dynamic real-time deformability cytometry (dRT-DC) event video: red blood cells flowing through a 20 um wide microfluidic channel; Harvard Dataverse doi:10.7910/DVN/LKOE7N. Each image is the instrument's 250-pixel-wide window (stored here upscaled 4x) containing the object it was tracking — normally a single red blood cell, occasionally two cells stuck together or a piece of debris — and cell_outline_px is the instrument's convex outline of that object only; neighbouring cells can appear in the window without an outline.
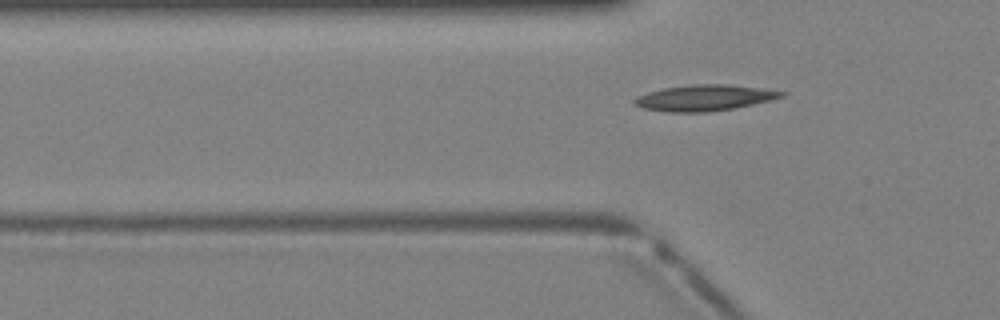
{"species": "Egyptian fruit bat (a non-hibernating species)", "species_latin": "Rousettus aegyptiacus", "temperature_condition": "warm", "stored_images_in_passage": 3, "camera_frame_rate_fps": 3000, "um_per_image_px": 0.085, "animal": {"sex": "female"}, "frame": {"image": 1, "passage_image": 3, "time_ms": 0.667, "image_size_px": [1000, 320], "cell_outline_px": [[788, 92], [784, 96], [772, 100], [732, 108], [704, 112], [668, 112], [644, 108], [632, 104], [632, 100], [636, 96], [648, 92], [664, 88], [692, 84], [724, 84], [760, 88]], "centroid_in_image_um": [59.85, 8.31], "position_along_channel_um": 66.0, "area_um2": 22.14}}